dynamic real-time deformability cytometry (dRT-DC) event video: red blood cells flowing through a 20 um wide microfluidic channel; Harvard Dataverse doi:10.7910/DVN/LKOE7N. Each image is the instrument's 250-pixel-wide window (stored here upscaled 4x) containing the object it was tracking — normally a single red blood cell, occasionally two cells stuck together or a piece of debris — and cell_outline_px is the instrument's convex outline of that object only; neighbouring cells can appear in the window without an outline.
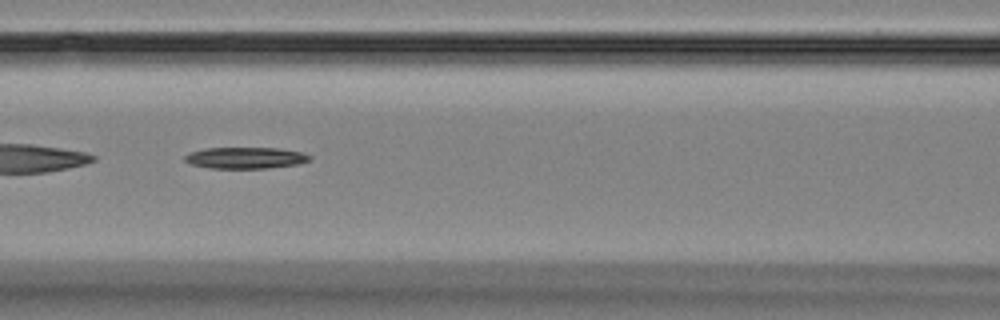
{"species": "Egyptian fruit bat (a non-hibernating species)", "species_latin": "Rousettus aegyptiacus", "temperature_condition": "room temperature", "stored_images_in_passage": 8, "camera_frame_rate_fps": 3000, "um_per_image_px": 0.085, "animal": {"sex": "female"}, "frame": {"image": 1, "passage_image": 5, "time_ms": 4.333, "image_size_px": [1000, 320], "cell_outline_px": [[312, 160], [300, 164], [268, 168], [212, 168], [192, 164], [184, 160], [184, 156], [188, 152], [204, 148], [280, 148], [304, 152], [312, 156]], "centroid_in_image_um": [20.93, 13.41], "position_along_channel_um": 145.7, "area_um2": 15.78}}
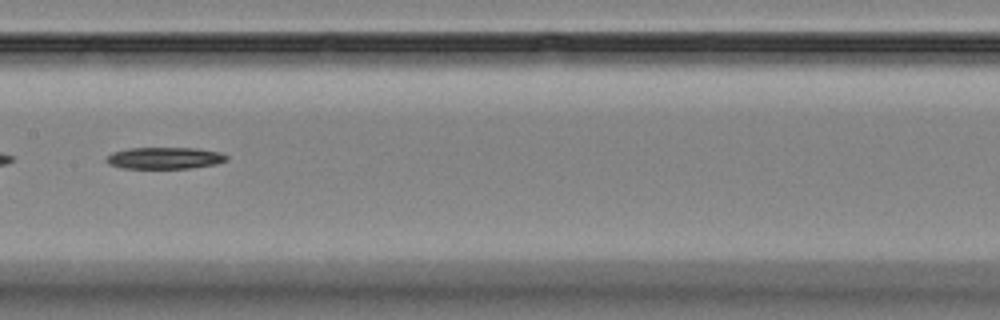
{"frame": {"image": 2, "passage_image": 6, "time_ms": 5.667, "image_size_px": [1000, 320], "cell_outline_px": [[228, 160], [216, 164], [192, 168], [124, 168], [108, 164], [104, 160], [112, 152], [128, 148], [196, 148], [220, 152], [228, 156]], "centroid_in_image_um": [14.0, 13.43], "position_along_channel_um": 193.4, "area_um2": 15.26}}
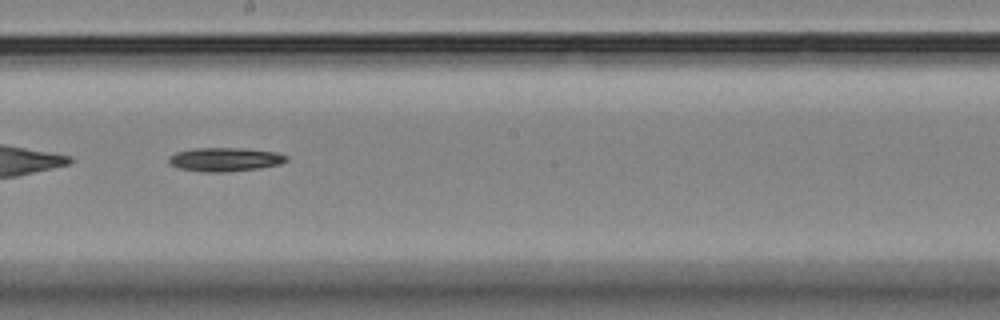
{"frame": {"image": 3, "passage_image": 7, "time_ms": 6.667, "image_size_px": [1000, 320], "cell_outline_px": [[288, 160], [280, 164], [260, 168], [224, 172], [204, 172], [176, 168], [168, 164], [168, 156], [176, 152], [192, 148], [244, 148], [276, 152], [288, 156]], "centroid_in_image_um": [19.08, 13.55], "position_along_channel_um": 229.1, "area_um2": 16.53}}